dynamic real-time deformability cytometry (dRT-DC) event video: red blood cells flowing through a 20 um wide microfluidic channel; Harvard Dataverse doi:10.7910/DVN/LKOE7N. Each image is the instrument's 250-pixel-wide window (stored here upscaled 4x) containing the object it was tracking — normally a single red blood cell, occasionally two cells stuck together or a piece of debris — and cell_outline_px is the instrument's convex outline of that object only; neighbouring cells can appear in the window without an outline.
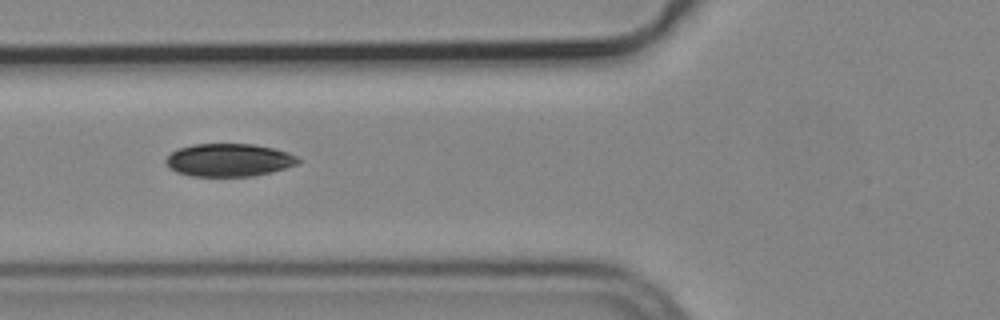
{"species": "common noctule bat (a hibernating species)", "species_latin": "Nyctalus noctula", "temperature_condition": "cold", "stored_images_in_passage": 8, "camera_frame_rate_fps": 3000, "um_per_image_px": 0.085, "animal": {"sex": "male", "body_mass_g": 19.2, "forearm_length_mm": 51.8}, "frame": {"image": 1, "passage_image": 3, "time_ms": 0.667, "image_size_px": [1000, 320], "cell_outline_px": [[300, 160], [296, 164], [272, 172], [252, 176], [192, 176], [176, 172], [168, 168], [164, 160], [176, 148], [192, 144], [252, 144], [272, 148], [288, 152], [296, 156]], "centroid_in_image_um": [19.4, 13.6], "position_along_channel_um": 106.4, "area_um2": 25.37}}
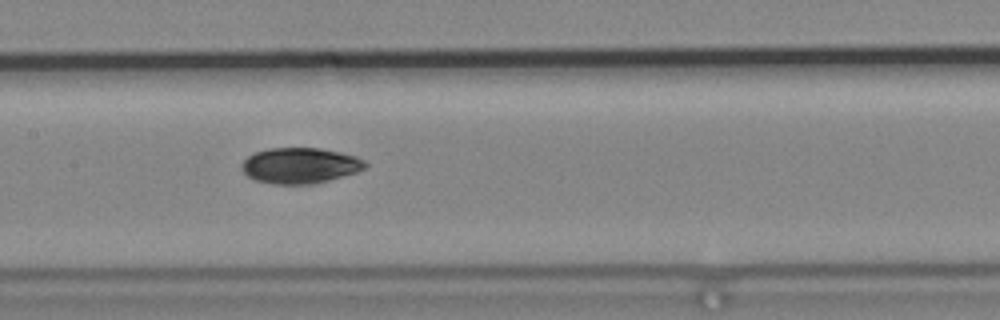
{"frame": {"image": 2, "passage_image": 5, "time_ms": 1.333, "image_size_px": [1000, 320], "cell_outline_px": [[368, 164], [364, 168], [356, 172], [328, 180], [312, 184], [272, 184], [256, 180], [248, 176], [240, 168], [240, 164], [248, 156], [256, 152], [268, 148], [320, 148], [340, 152], [356, 156], [364, 160]], "centroid_in_image_um": [25.49, 14.07], "position_along_channel_um": 181.9, "area_um2": 25.66}}
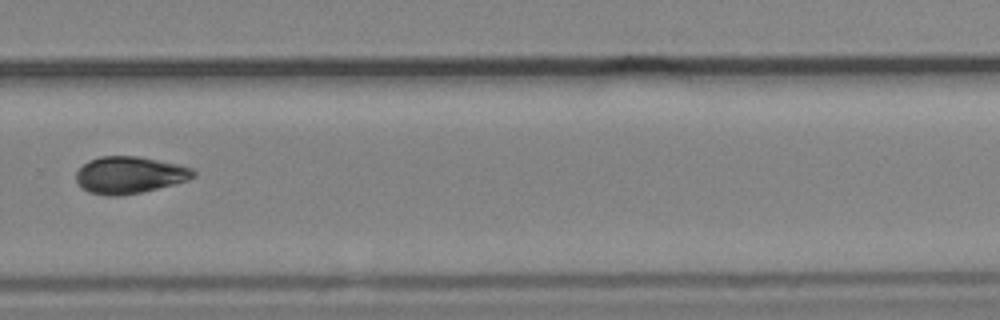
{"frame": {"image": 3, "passage_image": 8, "time_ms": 2.333, "image_size_px": [1000, 320], "cell_outline_px": [[196, 176], [188, 180], [140, 192], [120, 196], [108, 196], [88, 192], [80, 188], [76, 184], [76, 172], [88, 160], [100, 156], [136, 156], [180, 164], [192, 168], [196, 172]], "centroid_in_image_um": [10.98, 14.87], "position_along_channel_um": 318.8, "area_um2": 25.37}}